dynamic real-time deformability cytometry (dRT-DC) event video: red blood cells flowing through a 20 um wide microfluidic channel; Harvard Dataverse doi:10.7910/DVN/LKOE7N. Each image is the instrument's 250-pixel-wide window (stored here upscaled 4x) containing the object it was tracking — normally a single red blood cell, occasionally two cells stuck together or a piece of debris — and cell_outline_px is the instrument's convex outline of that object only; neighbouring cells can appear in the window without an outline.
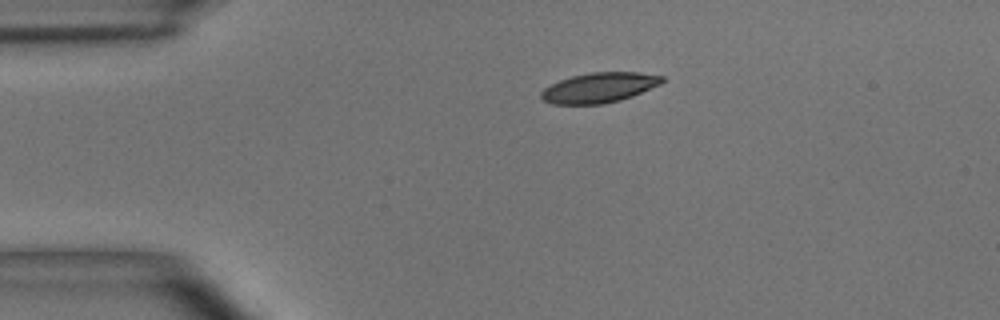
{"species": "common noctule bat (a hibernating species)", "species_latin": "Nyctalus noctula", "temperature_condition": "room temperature", "stored_images_in_passage": 2, "camera_frame_rate_fps": 3000, "um_per_image_px": 0.085, "animal": {"sex": "male", "body_mass_g": 15.6}, "frame": {"image": 1, "passage_image": 1, "time_ms": 0.0, "image_size_px": [1000, 320], "cell_outline_px": [[664, 80], [660, 84], [632, 96], [620, 100], [604, 104], [552, 104], [544, 100], [540, 96], [540, 92], [544, 88], [560, 80], [572, 76], [588, 72], [640, 72], [664, 76]], "centroid_in_image_um": [50.93, 7.44], "position_along_channel_um": 34.1, "area_um2": 21.15}}